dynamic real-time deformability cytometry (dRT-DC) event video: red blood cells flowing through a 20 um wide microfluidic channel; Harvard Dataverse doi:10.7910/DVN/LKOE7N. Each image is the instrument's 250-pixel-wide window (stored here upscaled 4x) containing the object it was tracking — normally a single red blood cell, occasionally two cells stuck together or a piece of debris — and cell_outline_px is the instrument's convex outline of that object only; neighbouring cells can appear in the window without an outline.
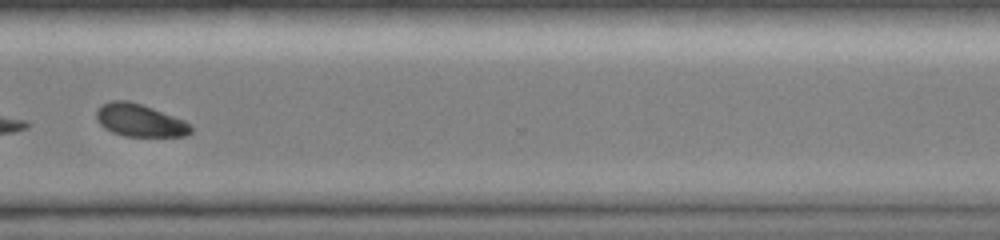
{"species": "common noctule bat (a hibernating species)", "species_latin": "Nyctalus noctula", "temperature_condition": "room temperature", "stored_images_in_passage": 44, "camera_frame_rate_fps": 3000, "um_per_image_px": 0.085, "animal": {"sex": "female", "body_mass_g": 19.0, "forearm_length_mm": 51.5}, "frame": {"image": 1, "passage_image": 36, "time_ms": 11.667, "image_size_px": [1000, 240], "cell_outline_px": [[192, 132], [188, 136], [124, 136], [112, 132], [104, 128], [96, 120], [96, 112], [100, 104], [108, 100], [128, 100], [152, 108], [184, 120], [192, 128]], "centroid_in_image_um": [11.84, 10.22], "position_along_channel_um": 358.8, "area_um2": 18.03}, "authors_computed_cell_mechanics": {"area_um2": 20.23, "velocity_mm_per_s": 4.0965, "shape_relaxation_time_tau1_ms": 0.293, "shape_relaxation_time_tau2_ms": null, "deformation_change_tau1": 0.3105, "deformation_change_tau2": null}}